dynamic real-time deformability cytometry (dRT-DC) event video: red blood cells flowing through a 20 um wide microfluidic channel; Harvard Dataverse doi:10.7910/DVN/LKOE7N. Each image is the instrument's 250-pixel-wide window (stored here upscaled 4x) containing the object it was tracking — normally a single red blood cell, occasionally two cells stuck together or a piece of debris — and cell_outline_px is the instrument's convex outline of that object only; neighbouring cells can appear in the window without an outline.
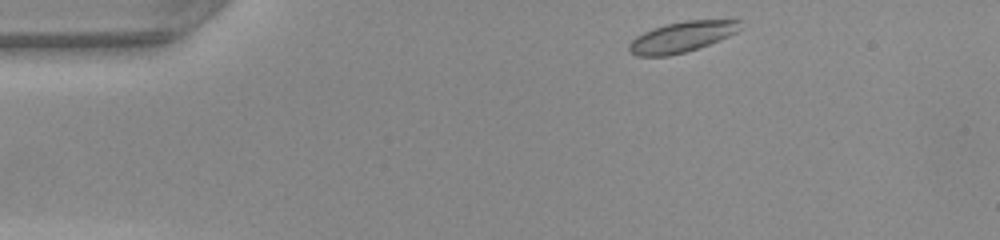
{"species": "common noctule bat (a hibernating species)", "species_latin": "Nyctalus noctula", "temperature_condition": "warm", "stored_images_in_passage": 42, "camera_frame_rate_fps": 3000, "um_per_image_px": 0.085, "animal": {"sex": "female", "body_mass_g": 22.0, "forearm_length_mm": 56.7}, "frame": {"image": 1, "passage_image": 1, "time_ms": 0.0, "image_size_px": [1000, 240], "cell_outline_px": [[744, 20], [736, 32], [720, 40], [684, 52], [668, 56], [636, 56], [628, 52], [628, 44], [636, 36], [652, 28], [684, 20]], "centroid_in_image_um": [57.92, 3.14], "position_along_channel_um": 27.1, "area_um2": 19.71}}
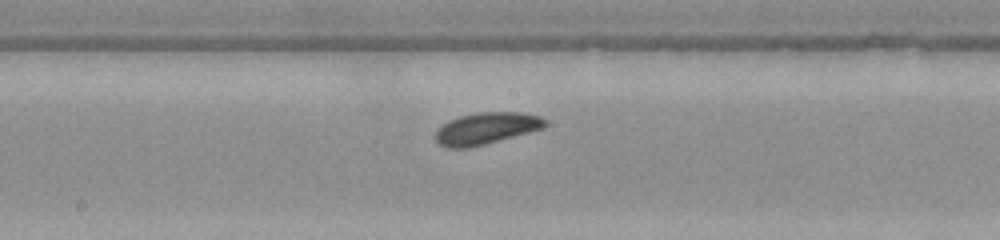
{"frame": {"image": 2, "passage_image": 19, "time_ms": 6.0, "image_size_px": [1000, 240], "cell_outline_px": [[548, 124], [544, 128], [484, 144], [468, 148], [444, 148], [436, 144], [436, 128], [448, 120], [460, 116], [476, 112], [524, 112], [540, 116], [548, 120]], "centroid_in_image_um": [41.31, 10.9], "position_along_channel_um": 206.9, "area_um2": 20.58}}
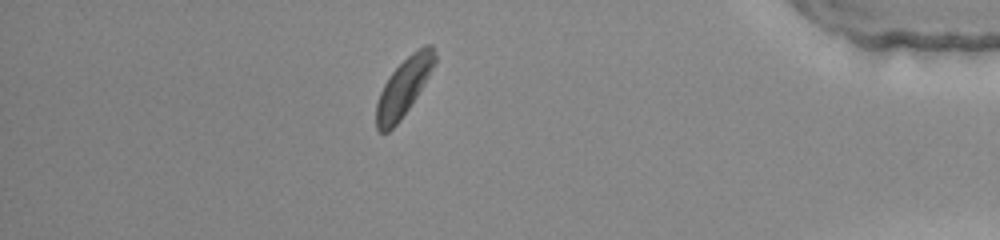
{"frame": {"image": 3, "passage_image": 36, "time_ms": 11.667, "image_size_px": [1000, 240], "cell_outline_px": [[436, 60], [424, 84], [400, 120], [388, 132], [380, 132], [376, 128], [376, 104], [380, 92], [388, 76], [412, 52], [424, 44], [432, 44], [436, 56]], "centroid_in_image_um": [34.3, 7.4], "position_along_channel_um": 400.9, "area_um2": 19.31}, "authors_computed_cell_mechanics": {"area_um2": 19.7676, "velocity_mm_per_s": 4.1285, "shape_relaxation_time_tau1_ms": 1.4989, "shape_relaxation_time_tau2_ms": null, "deformation_change_tau1": 0.0596, "deformation_change_tau2": null}}